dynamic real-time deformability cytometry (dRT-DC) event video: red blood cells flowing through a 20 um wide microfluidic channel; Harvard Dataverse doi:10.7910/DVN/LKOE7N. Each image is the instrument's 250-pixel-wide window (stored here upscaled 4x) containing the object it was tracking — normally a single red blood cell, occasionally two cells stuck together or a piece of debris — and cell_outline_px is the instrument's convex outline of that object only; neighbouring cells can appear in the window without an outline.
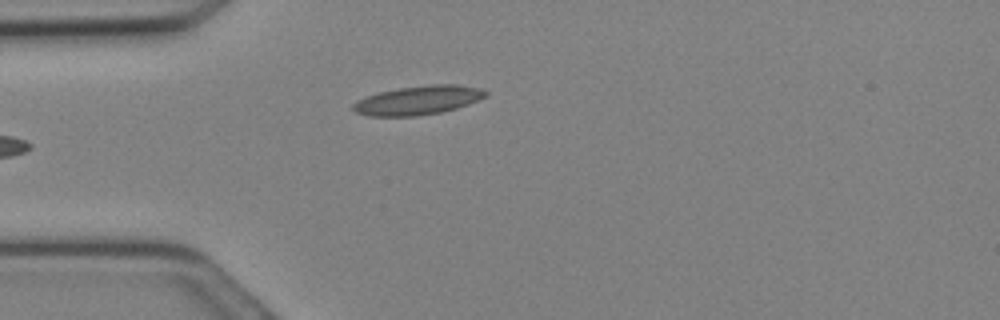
{"species": "Egyptian fruit bat (a non-hibernating species)", "species_latin": "Rousettus aegyptiacus", "temperature_condition": "cold", "stored_images_in_passage": 22, "camera_frame_rate_fps": 3000, "um_per_image_px": 0.085, "animal": {"sex": "female"}, "frame": {"image": 1, "passage_image": 1, "time_ms": 0.0, "image_size_px": [1000, 320], "cell_outline_px": [[488, 96], [468, 104], [456, 108], [440, 112], [416, 116], [368, 116], [356, 112], [352, 108], [352, 104], [368, 96], [380, 92], [400, 88], [428, 84], [456, 84], [480, 88], [488, 92]], "centroid_in_image_um": [35.58, 8.52], "position_along_channel_um": 49.4, "area_um2": 22.2}}
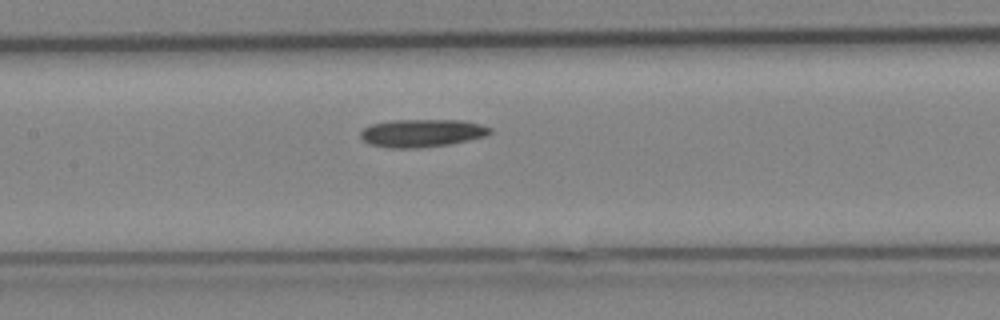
{"frame": {"image": 2, "passage_image": 7, "time_ms": 2.0, "image_size_px": [1000, 320], "cell_outline_px": [[492, 132], [484, 136], [468, 140], [448, 144], [420, 148], [388, 148], [368, 144], [360, 136], [360, 132], [368, 124], [388, 120], [464, 120], [480, 124], [492, 128]], "centroid_in_image_um": [35.82, 11.3], "position_along_channel_um": 171.6, "area_um2": 21.21}}
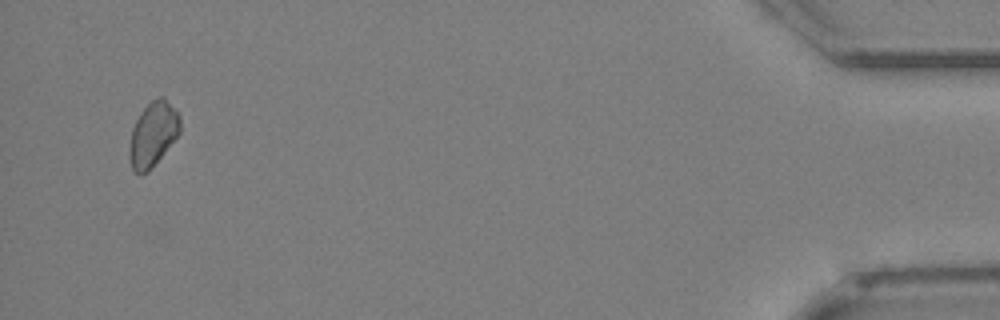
{"frame": {"image": 3, "passage_image": 22, "time_ms": 7.0, "image_size_px": [1000, 320], "cell_outline_px": [[180, 132], [148, 172], [132, 172], [128, 156], [128, 152], [132, 128], [140, 112], [152, 100], [160, 96], [164, 96], [180, 116]], "centroid_in_image_um": [12.98, 11.4], "position_along_channel_um": 422.2, "area_um2": 18.9}}